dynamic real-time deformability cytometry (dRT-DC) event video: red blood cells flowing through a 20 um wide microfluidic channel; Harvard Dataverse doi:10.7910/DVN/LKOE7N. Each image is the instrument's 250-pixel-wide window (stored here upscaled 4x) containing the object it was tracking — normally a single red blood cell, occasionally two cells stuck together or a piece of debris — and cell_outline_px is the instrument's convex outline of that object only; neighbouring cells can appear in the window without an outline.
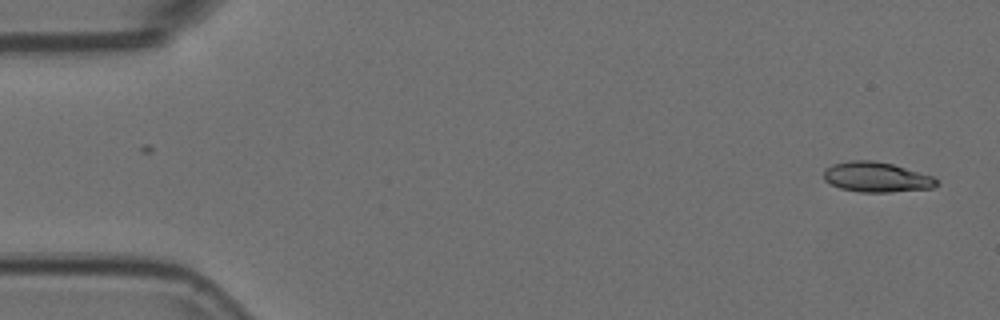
{"species": "Egyptian fruit bat (a non-hibernating species)", "species_latin": "Rousettus aegyptiacus", "temperature_condition": "room temperature", "stored_images_in_passage": 54, "camera_frame_rate_fps": 3000, "um_per_image_px": 0.085, "animal": {"sex": "female"}, "frame": {"image": 1, "passage_image": 1, "time_ms": 0.0, "image_size_px": [1000, 320], "cell_outline_px": [[940, 184], [932, 188], [892, 192], [860, 192], [840, 188], [824, 180], [824, 172], [832, 164], [848, 160], [872, 160], [892, 164], [932, 176], [940, 180]], "centroid_in_image_um": [74.53, 15.06], "position_along_channel_um": 10.5, "area_um2": 19.77}}
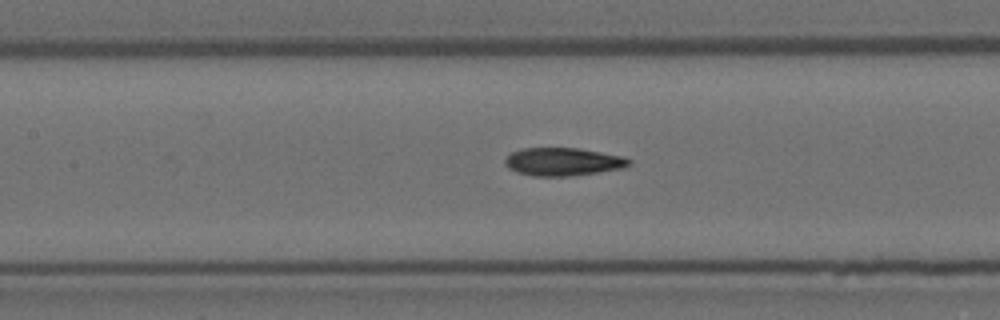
{"frame": {"image": 2, "passage_image": 23, "time_ms": 7.333, "image_size_px": [1000, 320], "cell_outline_px": [[632, 164], [624, 168], [568, 176], [532, 176], [516, 172], [508, 168], [504, 164], [504, 160], [512, 152], [520, 148], [580, 148], [624, 156], [632, 160]], "centroid_in_image_um": [47.86, 13.74], "position_along_channel_um": 159.5, "area_um2": 20.4}}
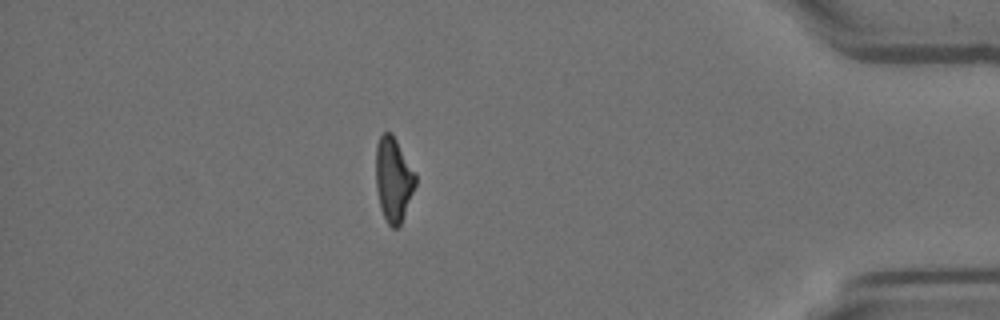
{"frame": {"image": 3, "passage_image": 46, "time_ms": 15.0, "image_size_px": [1000, 320], "cell_outline_px": [[416, 184], [400, 224], [396, 228], [392, 228], [388, 224], [380, 208], [376, 188], [376, 144], [380, 136], [384, 132], [392, 132], [416, 172]], "centroid_in_image_um": [33.44, 15.21], "position_along_channel_um": 401.8, "area_um2": 19.54}, "authors_computed_cell_mechanics": {"area_um2": 19.941, "velocity_mm_per_s": 3.751, "shape_relaxation_time_tau1_ms": 5.0749, "shape_relaxation_time_tau2_ms": 2.6853, "deformation_change_tau1": 0.1863, "deformation_change_tau2": 0.1046}}